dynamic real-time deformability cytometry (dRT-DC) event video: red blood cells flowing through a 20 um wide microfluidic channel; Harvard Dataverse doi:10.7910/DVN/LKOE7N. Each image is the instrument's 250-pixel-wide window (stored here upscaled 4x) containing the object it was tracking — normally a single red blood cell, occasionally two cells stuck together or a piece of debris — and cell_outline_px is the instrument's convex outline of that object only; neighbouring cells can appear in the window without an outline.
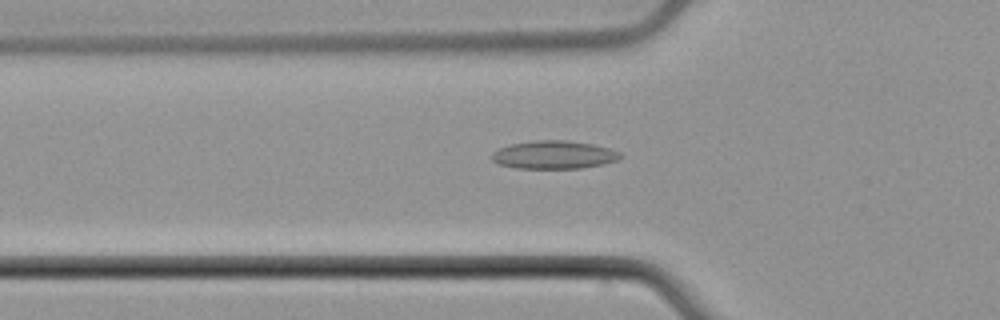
{"species": "common noctule bat (a hibernating species)", "species_latin": "Nyctalus noctula", "temperature_condition": "cold", "stored_images_in_passage": 39, "camera_frame_rate_fps": 3000, "um_per_image_px": 0.085, "animal": {"sex": "male", "body_mass_g": 21.5, "forearm_length_mm": 52.0}, "frame": {"image": 1, "passage_image": 5, "time_ms": 1.333, "image_size_px": [1000, 320], "cell_outline_px": [[620, 156], [616, 160], [600, 164], [580, 168], [516, 168], [500, 164], [492, 160], [492, 152], [508, 144], [536, 140], [564, 140], [592, 144], [608, 148], [620, 152]], "centroid_in_image_um": [47.03, 13.15], "position_along_channel_um": 78.8, "area_um2": 20.75}}
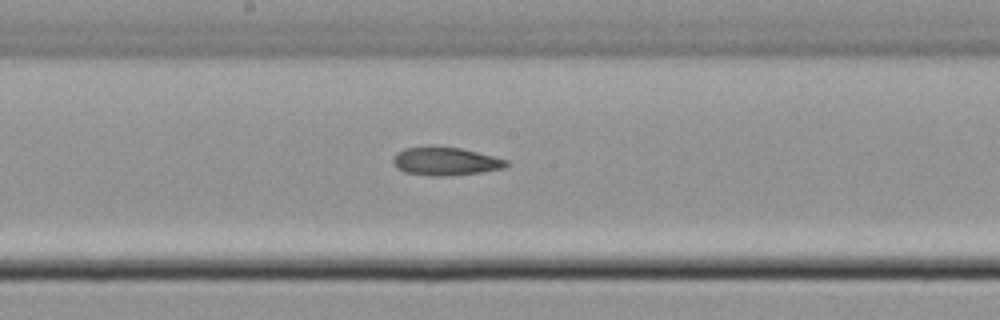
{"frame": {"image": 2, "passage_image": 15, "time_ms": 4.667, "image_size_px": [1000, 320], "cell_outline_px": [[508, 164], [504, 168], [480, 172], [452, 176], [432, 176], [404, 172], [396, 168], [392, 164], [392, 160], [396, 152], [404, 148], [460, 148], [508, 160]], "centroid_in_image_um": [37.83, 13.74], "position_along_channel_um": 210.4, "area_um2": 18.26}}
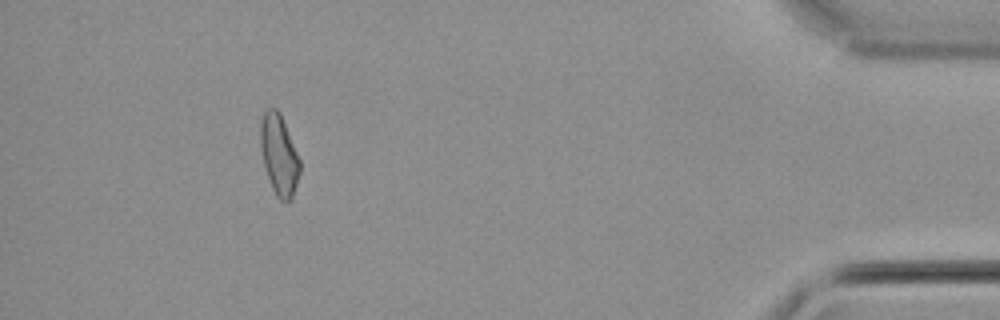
{"frame": {"image": 3, "passage_image": 35, "time_ms": 11.333, "image_size_px": [1000, 320], "cell_outline_px": [[300, 172], [292, 200], [280, 200], [276, 196], [272, 188], [264, 164], [260, 148], [260, 124], [264, 112], [268, 108], [276, 108], [280, 112], [300, 160]], "centroid_in_image_um": [23.72, 13.16], "position_along_channel_um": 411.5, "area_um2": 18.38}, "authors_computed_cell_mechanics": {"area_um2": 18.7272, "velocity_mm_per_s": 3.9391, "shape_relaxation_time_tau1_ms": null, "shape_relaxation_time_tau2_ms": 6.5999, "deformation_change_tau1": null, "deformation_change_tau2": 0.1545}}